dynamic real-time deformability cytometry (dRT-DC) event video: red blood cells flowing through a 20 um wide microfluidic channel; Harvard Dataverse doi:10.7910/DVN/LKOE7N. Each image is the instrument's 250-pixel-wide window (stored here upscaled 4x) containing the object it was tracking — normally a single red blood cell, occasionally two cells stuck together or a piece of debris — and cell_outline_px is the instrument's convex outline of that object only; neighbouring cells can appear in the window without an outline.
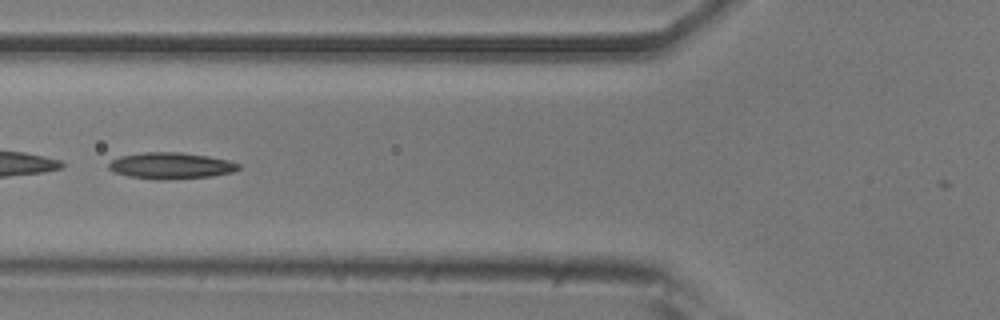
{"species": "common noctule bat (a hibernating species)", "species_latin": "Nyctalus noctula", "temperature_condition": "room temperature", "stored_images_in_passage": 35, "camera_frame_rate_fps": 3000, "um_per_image_px": 0.085, "animal": {"sex": "male", "body_mass_g": 20.5, "forearm_length_mm": 52.5}, "frame": {"image": 1, "passage_image": 12, "time_ms": 3.667, "image_size_px": [1000, 320], "cell_outline_px": [[240, 168], [232, 172], [212, 176], [164, 180], [156, 180], [128, 176], [112, 172], [108, 168], [108, 164], [112, 160], [120, 156], [144, 152], [180, 152], [208, 156], [228, 160], [240, 164]], "centroid_in_image_um": [14.5, 14.09], "position_along_channel_um": 111.3, "area_um2": 20.06}}
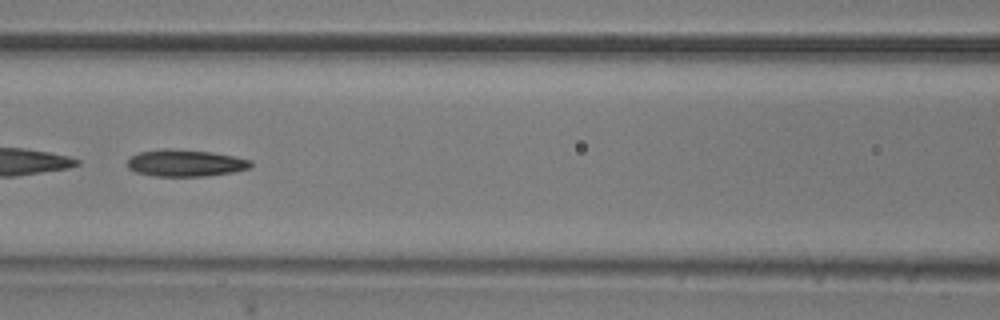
{"frame": {"image": 2, "passage_image": 15, "time_ms": 4.667, "image_size_px": [1000, 320], "cell_outline_px": [[252, 164], [248, 168], [232, 172], [204, 176], [152, 176], [136, 172], [128, 168], [128, 160], [132, 156], [140, 152], [164, 148], [168, 148], [212, 152], [252, 160]], "centroid_in_image_um": [15.74, 13.86], "position_along_channel_um": 150.9, "area_um2": 19.19}}
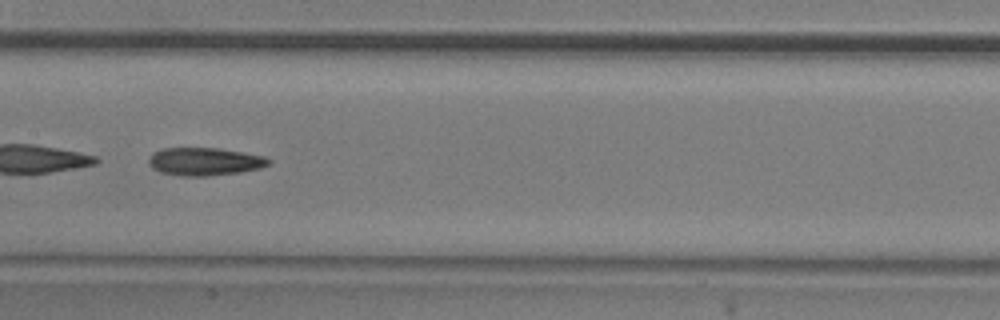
{"frame": {"image": 3, "passage_image": 18, "time_ms": 5.667, "image_size_px": [1000, 320], "cell_outline_px": [[272, 160], [268, 164], [260, 168], [240, 172], [204, 176], [180, 176], [160, 172], [152, 168], [148, 164], [148, 160], [152, 152], [160, 148], [220, 148], [244, 152], [264, 156]], "centroid_in_image_um": [17.36, 13.72], "position_along_channel_um": 190.0, "area_um2": 19.65}}